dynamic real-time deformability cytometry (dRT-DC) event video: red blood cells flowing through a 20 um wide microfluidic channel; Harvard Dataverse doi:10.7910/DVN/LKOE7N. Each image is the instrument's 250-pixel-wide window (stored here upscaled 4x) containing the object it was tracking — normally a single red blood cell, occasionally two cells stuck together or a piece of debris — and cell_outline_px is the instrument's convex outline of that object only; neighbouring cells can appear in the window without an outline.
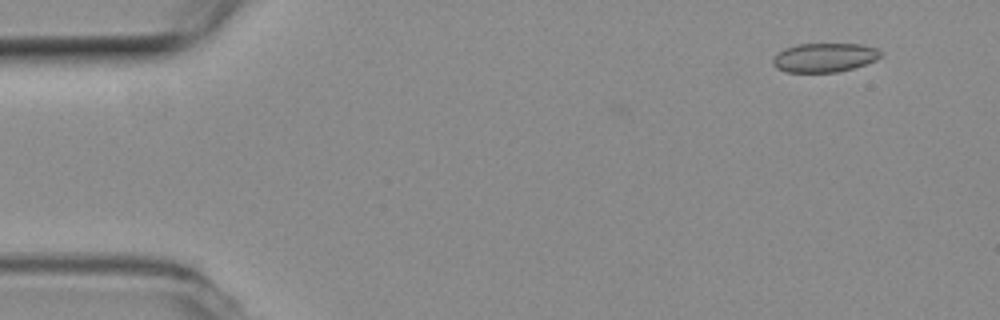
{"species": "common noctule bat (a hibernating species)", "species_latin": "Nyctalus noctula", "temperature_condition": "room temperature", "stored_images_in_passage": 9, "camera_frame_rate_fps": 3000, "um_per_image_px": 0.085, "animal": {"sex": "female", "body_mass_g": 19.3, "forearm_length_mm": 54.1}, "frame": {"image": 1, "passage_image": 2, "time_ms": 0.333, "image_size_px": [1000, 320], "cell_outline_px": [[884, 56], [876, 60], [852, 68], [836, 72], [784, 72], [776, 68], [772, 64], [772, 60], [784, 48], [796, 44], [860, 44], [876, 48], [884, 52]], "centroid_in_image_um": [70.1, 4.89], "position_along_channel_um": 14.9, "area_um2": 18.32}}